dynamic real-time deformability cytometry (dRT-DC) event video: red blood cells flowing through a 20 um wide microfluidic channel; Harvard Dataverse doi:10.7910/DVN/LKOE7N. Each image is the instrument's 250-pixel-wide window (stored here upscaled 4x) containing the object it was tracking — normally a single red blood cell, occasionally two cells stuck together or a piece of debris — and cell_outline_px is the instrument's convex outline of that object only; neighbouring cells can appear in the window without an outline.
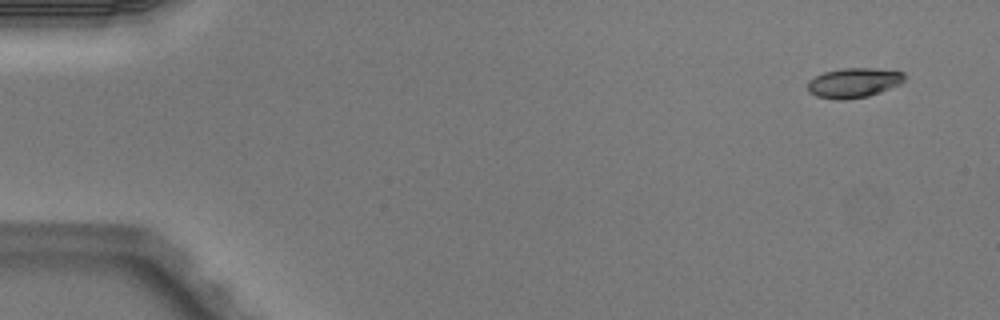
{"species": "Egyptian fruit bat (a non-hibernating species)", "species_latin": "Rousettus aegyptiacus", "temperature_condition": "warm", "stored_images_in_passage": 5, "camera_frame_rate_fps": 3000, "um_per_image_px": 0.085, "animal": {"sex": "male"}, "frame": {"image": 1, "passage_image": 1, "time_ms": 0.0, "image_size_px": [1000, 320], "cell_outline_px": [[904, 80], [900, 84], [880, 92], [868, 96], [844, 100], [836, 100], [816, 96], [808, 92], [808, 80], [824, 72], [844, 68], [872, 68], [904, 72]], "centroid_in_image_um": [72.54, 7.04], "position_along_channel_um": 12.5, "area_um2": 16.76}}